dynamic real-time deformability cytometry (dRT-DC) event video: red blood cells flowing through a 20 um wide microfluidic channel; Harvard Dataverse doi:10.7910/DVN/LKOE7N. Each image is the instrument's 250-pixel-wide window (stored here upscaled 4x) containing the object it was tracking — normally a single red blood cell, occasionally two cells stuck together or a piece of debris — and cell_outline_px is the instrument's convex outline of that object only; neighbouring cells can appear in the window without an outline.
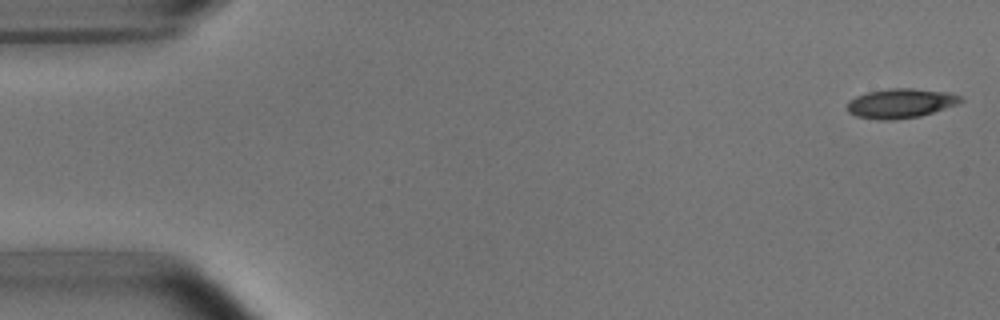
{"species": "common noctule bat (a hibernating species)", "species_latin": "Nyctalus noctula", "temperature_condition": "room temperature", "stored_images_in_passage": 5, "camera_frame_rate_fps": 3000, "um_per_image_px": 0.085, "animal": {"sex": "male", "body_mass_g": 15.6}, "frame": {"image": 1, "passage_image": 1, "time_ms": 0.0, "image_size_px": [1000, 320], "cell_outline_px": [[964, 100], [956, 104], [920, 116], [892, 120], [880, 120], [856, 116], [848, 112], [848, 100], [856, 96], [868, 92], [888, 88], [912, 88], [948, 92], [960, 96]], "centroid_in_image_um": [76.52, 8.77], "position_along_channel_um": 8.5, "area_um2": 19.36}}
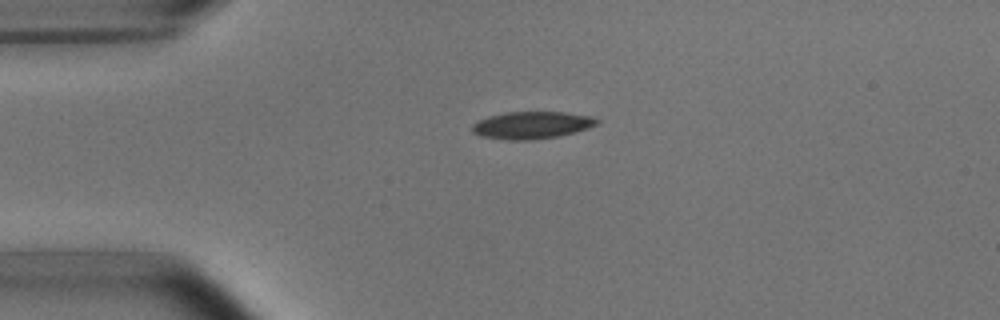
{"frame": {"image": 2, "passage_image": 4, "time_ms": 3.667, "image_size_px": [1000, 320], "cell_outline_px": [[600, 124], [576, 132], [560, 136], [532, 140], [508, 140], [480, 136], [472, 132], [472, 124], [476, 120], [488, 116], [508, 112], [564, 112], [588, 116], [600, 120]], "centroid_in_image_um": [45.19, 10.64], "position_along_channel_um": 39.8, "area_um2": 20.0}}